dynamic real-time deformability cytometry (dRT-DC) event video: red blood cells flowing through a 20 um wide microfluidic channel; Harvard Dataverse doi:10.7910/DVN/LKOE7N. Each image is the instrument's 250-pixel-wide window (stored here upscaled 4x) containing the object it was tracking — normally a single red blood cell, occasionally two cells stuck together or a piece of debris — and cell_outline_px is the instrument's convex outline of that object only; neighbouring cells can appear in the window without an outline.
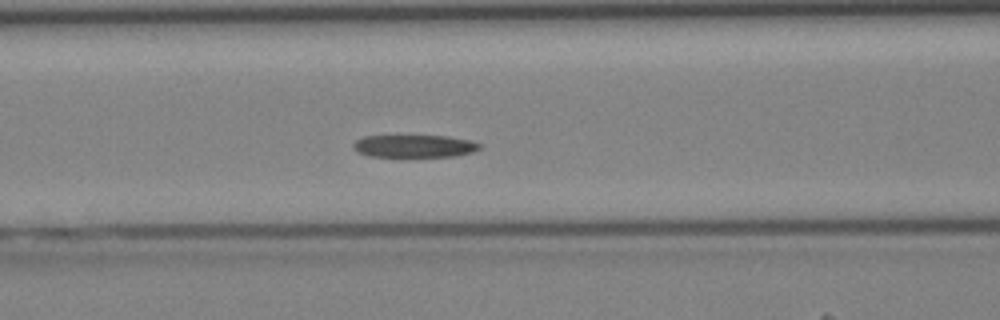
{"species": "Egyptian fruit bat (a non-hibernating species)", "species_latin": "Rousettus aegyptiacus", "temperature_condition": "cold", "stored_images_in_passage": 42, "camera_frame_rate_fps": 3000, "um_per_image_px": 0.085, "animal": {"sex": "female"}, "frame": {"image": 1, "passage_image": 17, "time_ms": 5.333, "image_size_px": [1000, 320], "cell_outline_px": [[480, 148], [472, 152], [456, 156], [368, 156], [356, 152], [352, 144], [356, 140], [364, 136], [448, 136], [472, 140], [480, 144]], "centroid_in_image_um": [35.21, 12.41], "position_along_channel_um": 131.4, "area_um2": 16.53}}
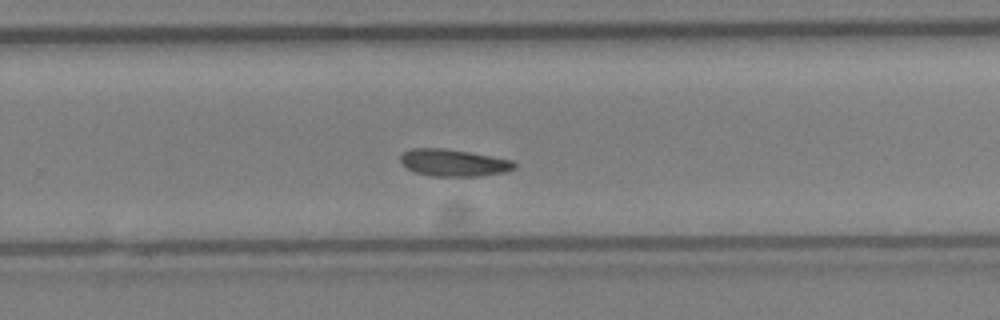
{"frame": {"image": 2, "passage_image": 27, "time_ms": 8.667, "image_size_px": [1000, 320], "cell_outline_px": [[516, 168], [504, 172], [480, 176], [432, 176], [416, 172], [408, 168], [400, 160], [400, 156], [404, 152], [412, 148], [444, 148], [468, 152], [512, 160], [516, 164]], "centroid_in_image_um": [38.56, 13.83], "position_along_channel_um": 291.2, "area_um2": 17.74}}
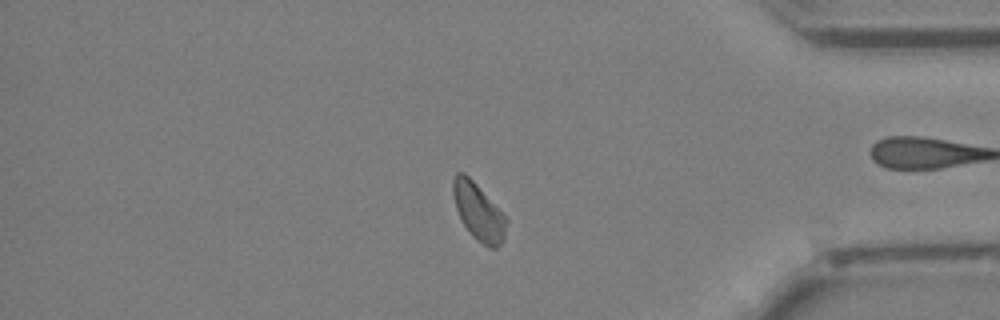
{"frame": {"image": 3, "passage_image": 35, "time_ms": 11.333, "image_size_px": [1000, 320], "cell_outline_px": [[508, 220], [504, 240], [496, 248], [488, 248], [476, 240], [468, 232], [456, 208], [452, 192], [452, 180], [456, 172], [464, 172], [476, 184]], "centroid_in_image_um": [40.66, 18.03], "position_along_channel_um": 394.5, "area_um2": 17.57}}